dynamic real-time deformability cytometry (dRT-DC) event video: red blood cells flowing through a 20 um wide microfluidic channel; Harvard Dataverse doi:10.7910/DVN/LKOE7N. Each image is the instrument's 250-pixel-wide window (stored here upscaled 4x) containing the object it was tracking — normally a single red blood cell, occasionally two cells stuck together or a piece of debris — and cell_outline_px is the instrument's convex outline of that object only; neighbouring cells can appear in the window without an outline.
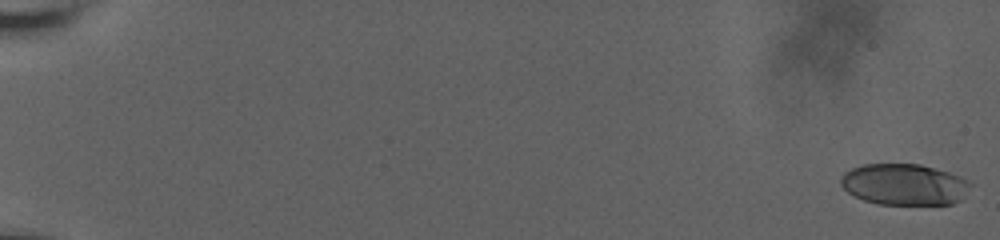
{"species": "human", "species_latin": "Homo sapiens", "temperature_condition": "room temperature", "stored_images_in_passage": 61, "camera_frame_rate_fps": 3000, "um_per_image_px": 0.085, "donor": {"sex": "male"}, "frame": {"image": 1, "passage_image": 1, "time_ms": 0.0, "image_size_px": [1000, 240], "cell_outline_px": [[972, 184], [960, 200], [952, 204], [880, 204], [864, 200], [848, 192], [840, 184], [840, 176], [844, 172], [852, 168], [864, 164], [920, 164], [936, 168], [960, 176], [968, 180]], "centroid_in_image_um": [76.86, 15.67], "position_along_channel_um": 8.1, "area_um2": 31.15}}
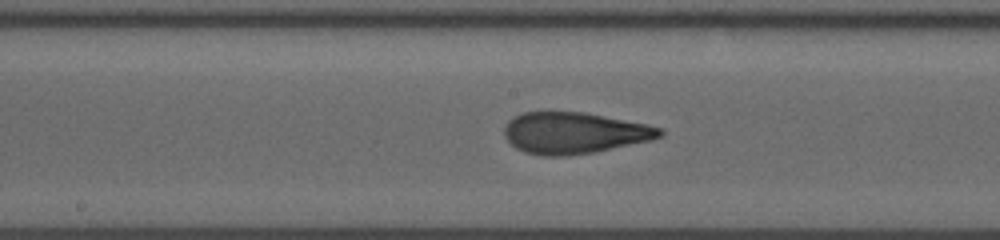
{"frame": {"image": 2, "passage_image": 35, "time_ms": 11.333, "image_size_px": [1000, 240], "cell_outline_px": [[664, 132], [660, 136], [652, 140], [592, 152], [568, 156], [544, 156], [524, 152], [516, 148], [504, 136], [504, 124], [512, 116], [520, 112], [584, 112], [648, 124], [660, 128]], "centroid_in_image_um": [48.76, 11.29], "position_along_channel_um": 199.4, "area_um2": 37.57}}
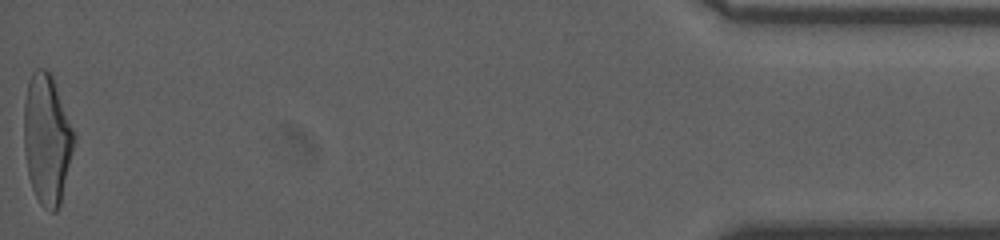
{"frame": {"image": 3, "passage_image": 61, "time_ms": 20.0, "image_size_px": [1000, 240], "cell_outline_px": [[76, 140], [60, 204], [56, 212], [48, 212], [40, 204], [32, 188], [28, 176], [24, 152], [24, 104], [28, 80], [32, 72], [36, 68], [44, 68], [52, 76], [76, 136]], "centroid_in_image_um": [3.99, 11.86], "position_along_channel_um": 431.2, "area_um2": 38.15}, "authors_computed_cell_mechanics": {"area_um2": 36.4718, "velocity_mm_per_s": 3.6709, "shape_relaxation_time_tau1_ms": 5.1202, "shape_relaxation_time_tau2_ms": 1.1437, "deformation_change_tau1": 0.2352, "deformation_change_tau2": 0.0959}}